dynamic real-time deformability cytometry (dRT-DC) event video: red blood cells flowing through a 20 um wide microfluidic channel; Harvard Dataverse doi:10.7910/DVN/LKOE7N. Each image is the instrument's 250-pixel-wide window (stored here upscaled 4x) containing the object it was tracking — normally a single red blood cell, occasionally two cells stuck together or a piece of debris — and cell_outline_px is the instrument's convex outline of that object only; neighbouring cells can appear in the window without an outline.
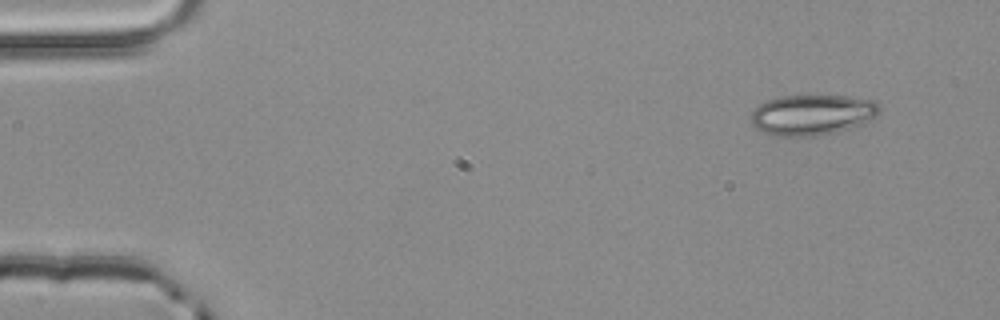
{"species": "common noctule bat (a hibernating species)", "species_latin": "Nyctalus noctula", "temperature_condition": "room temperature", "stored_images_in_passage": 3, "camera_frame_rate_fps": 3000, "um_per_image_px": 0.085, "animal": {"sex": "male", "body_mass_g": 20.4}, "frame": {"image": 1, "passage_image": 1, "time_ms": 0.0, "image_size_px": [1000, 320], "cell_outline_px": [[884, 108], [876, 116], [864, 124], [832, 132], [808, 136], [780, 136], [764, 132], [756, 128], [752, 124], [752, 112], [760, 104], [768, 100], [780, 96], [848, 96], [876, 100]], "centroid_in_image_um": [69.11, 9.74], "position_along_channel_um": 15.9, "area_um2": 30.23}}